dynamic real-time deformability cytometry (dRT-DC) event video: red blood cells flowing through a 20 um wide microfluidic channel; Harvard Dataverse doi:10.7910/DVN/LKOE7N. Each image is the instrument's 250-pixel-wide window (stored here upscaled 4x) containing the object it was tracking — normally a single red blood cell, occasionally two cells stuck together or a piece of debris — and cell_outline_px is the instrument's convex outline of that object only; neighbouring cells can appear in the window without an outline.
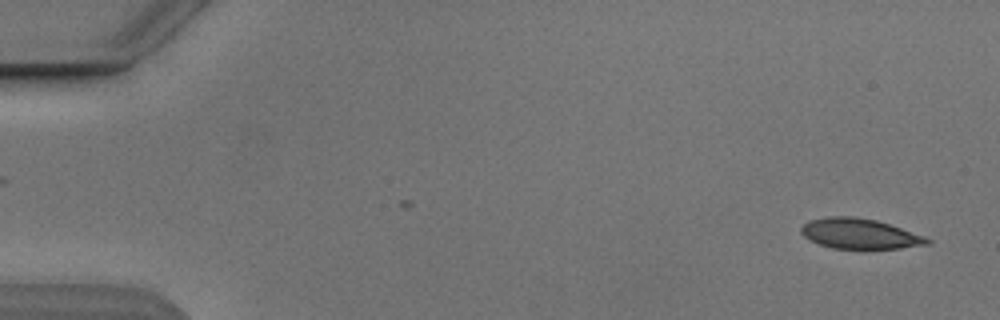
{"species": "Egyptian fruit bat (a non-hibernating species)", "species_latin": "Rousettus aegyptiacus", "temperature_condition": "cold", "stored_images_in_passage": 4, "camera_frame_rate_fps": 3000, "um_per_image_px": 0.085, "animal": {"sex": "male"}, "frame": {"image": 1, "passage_image": 1, "time_ms": 0.0, "image_size_px": [1000, 320], "cell_outline_px": [[932, 244], [900, 248], [864, 252], [860, 252], [832, 248], [808, 240], [800, 232], [800, 228], [808, 220], [828, 216], [852, 216], [876, 220], [924, 236], [932, 240]], "centroid_in_image_um": [73.06, 19.92], "position_along_channel_um": 11.9, "area_um2": 23.18}}